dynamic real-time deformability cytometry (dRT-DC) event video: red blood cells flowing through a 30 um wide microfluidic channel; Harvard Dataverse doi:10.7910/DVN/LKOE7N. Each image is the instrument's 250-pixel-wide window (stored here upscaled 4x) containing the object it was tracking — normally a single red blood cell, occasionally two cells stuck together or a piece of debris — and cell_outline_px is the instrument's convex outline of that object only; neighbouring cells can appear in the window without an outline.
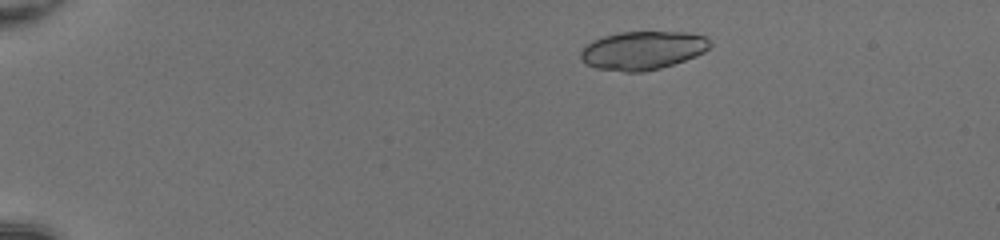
{"species": "common noctule bat (a hibernating species)", "species_latin": "Nyctalus noctula", "temperature_condition": "room temperature", "stored_images_in_passage": 48, "camera_frame_rate_fps": 3000, "um_per_image_px": 0.085, "animal": {"sex": "female", "body_mass_g": 20.0, "forearm_length_mm": 54.0}, "frame": {"image": 1, "passage_image": 7, "time_ms": 2.0, "image_size_px": [1000, 240], "cell_outline_px": [[712, 44], [704, 52], [696, 56], [660, 68], [644, 72], [624, 72], [596, 68], [584, 64], [580, 60], [580, 52], [592, 40], [604, 36], [620, 32], [688, 32], [704, 36]], "centroid_in_image_um": [54.6, 4.29], "position_along_channel_um": 30.4, "area_um2": 29.02}}
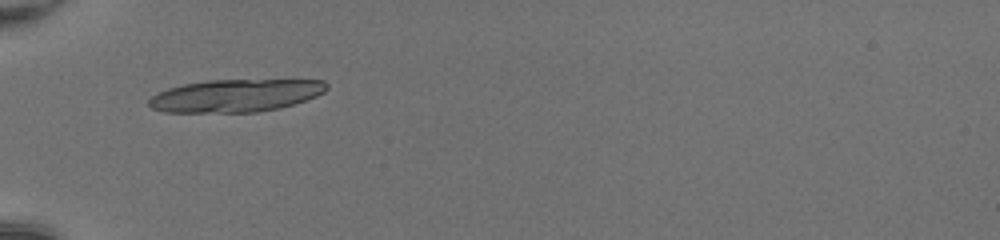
{"frame": {"image": 2, "passage_image": 16, "time_ms": 5.0, "image_size_px": [1000, 240], "cell_outline_px": [[328, 88], [324, 92], [316, 96], [280, 108], [256, 112], [164, 112], [152, 108], [148, 104], [148, 100], [156, 92], [168, 88], [184, 84], [208, 80], [324, 80], [328, 84]], "centroid_in_image_um": [20.01, 8.12], "position_along_channel_um": 65.0, "area_um2": 33.76}}